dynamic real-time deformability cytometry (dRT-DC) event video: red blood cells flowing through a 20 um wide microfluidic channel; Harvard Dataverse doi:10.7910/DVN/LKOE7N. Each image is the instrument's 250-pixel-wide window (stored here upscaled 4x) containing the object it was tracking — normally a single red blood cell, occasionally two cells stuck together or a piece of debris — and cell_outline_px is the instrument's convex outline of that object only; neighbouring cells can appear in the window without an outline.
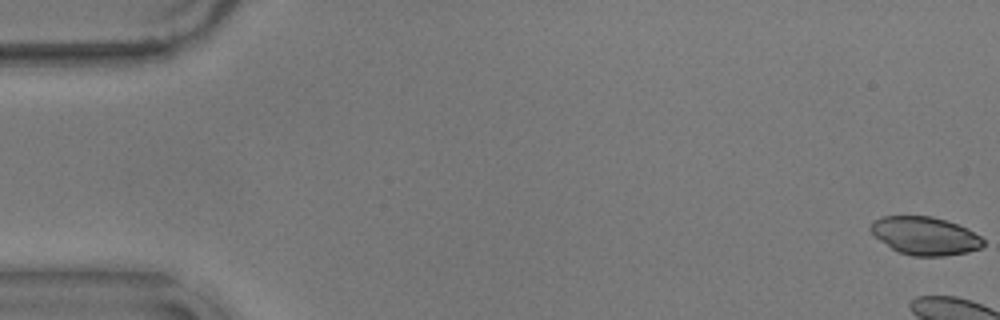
{"species": "common noctule bat (a hibernating species)", "species_latin": "Nyctalus noctula", "temperature_condition": "warm", "stored_images_in_passage": 7, "camera_frame_rate_fps": 3000, "um_per_image_px": 0.085, "animal": {"sex": "male", "body_mass_g": 17.9}, "frame": {"image": 1, "passage_image": 1, "time_ms": 0.0, "image_size_px": [1000, 320], "cell_outline_px": [[984, 244], [980, 248], [968, 252], [944, 256], [912, 256], [900, 252], [892, 248], [880, 240], [868, 228], [876, 220], [884, 216], [932, 216], [968, 228], [980, 236], [984, 240]], "centroid_in_image_um": [78.66, 20.05], "position_along_channel_um": 6.3, "area_um2": 24.74}}